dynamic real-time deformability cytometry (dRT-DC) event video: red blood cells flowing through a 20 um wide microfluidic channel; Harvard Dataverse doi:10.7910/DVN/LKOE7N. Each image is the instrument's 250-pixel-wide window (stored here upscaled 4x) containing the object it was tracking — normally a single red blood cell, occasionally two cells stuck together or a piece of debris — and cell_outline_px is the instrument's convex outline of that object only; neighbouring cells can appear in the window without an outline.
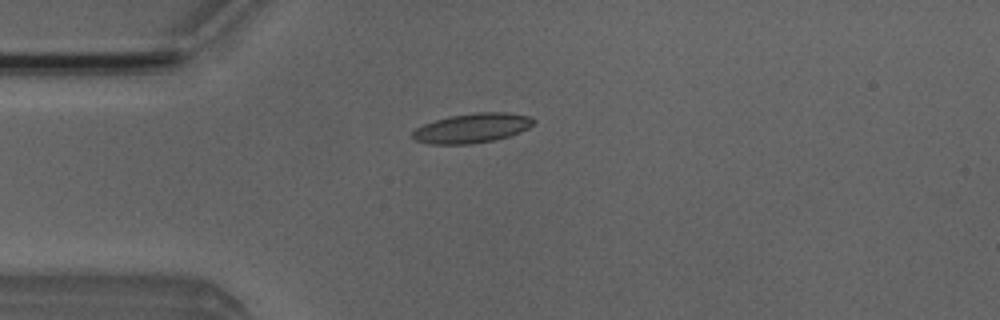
{"species": "Egyptian fruit bat (a non-hibernating species)", "species_latin": "Rousettus aegyptiacus", "temperature_condition": "room temperature", "stored_images_in_passage": 2, "camera_frame_rate_fps": 3000, "um_per_image_px": 0.085, "animal": {"sex": "male"}, "frame": {"image": 1, "passage_image": 1, "time_ms": 0.0, "image_size_px": [1000, 320], "cell_outline_px": [[536, 120], [528, 128], [520, 132], [508, 136], [492, 140], [472, 144], [432, 144], [416, 140], [412, 136], [412, 132], [416, 128], [424, 124], [436, 120], [452, 116], [476, 112], [504, 112], [528, 116]], "centroid_in_image_um": [40.13, 10.89], "position_along_channel_um": 44.9, "area_um2": 20.52}}